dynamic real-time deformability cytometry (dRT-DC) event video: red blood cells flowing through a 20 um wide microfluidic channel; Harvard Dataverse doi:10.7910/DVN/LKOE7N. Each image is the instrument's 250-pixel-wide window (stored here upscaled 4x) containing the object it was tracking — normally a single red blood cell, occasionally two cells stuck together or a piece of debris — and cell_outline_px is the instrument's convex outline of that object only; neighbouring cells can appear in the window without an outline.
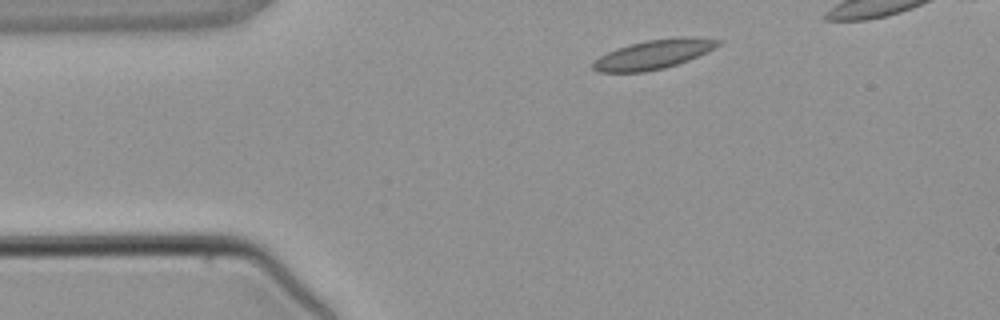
{"species": "common noctule bat (a hibernating species)", "species_latin": "Nyctalus noctula", "temperature_condition": "warm", "stored_images_in_passage": 3, "camera_frame_rate_fps": 3000, "um_per_image_px": 0.085, "animal": {"sex": "male", "body_mass_g": 21.5, "forearm_length_mm": 52.0}, "frame": {"image": 1, "passage_image": 1, "time_ms": 0.0, "image_size_px": [1000, 320], "cell_outline_px": [[724, 40], [720, 44], [708, 52], [688, 60], [664, 68], [644, 72], [600, 72], [592, 68], [592, 64], [600, 56], [616, 48], [628, 44], [648, 40], [680, 36]], "centroid_in_image_um": [55.57, 4.61], "position_along_channel_um": 29.4, "area_um2": 21.21}}